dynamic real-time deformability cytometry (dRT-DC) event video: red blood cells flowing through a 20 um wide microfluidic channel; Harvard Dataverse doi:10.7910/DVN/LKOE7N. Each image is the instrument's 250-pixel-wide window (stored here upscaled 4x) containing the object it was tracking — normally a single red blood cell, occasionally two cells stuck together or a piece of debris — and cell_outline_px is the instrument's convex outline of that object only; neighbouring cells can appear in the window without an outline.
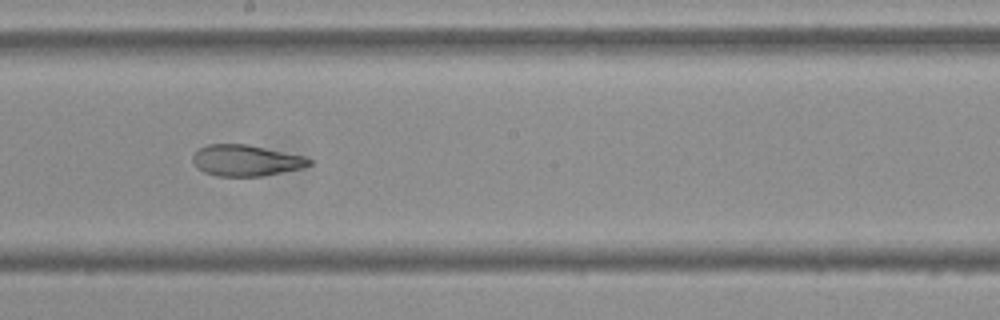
{"species": "Egyptian fruit bat (a non-hibernating species)", "species_latin": "Rousettus aegyptiacus", "temperature_condition": "cold", "stored_images_in_passage": 11, "camera_frame_rate_fps": 3000, "um_per_image_px": 0.085, "frame": {"image": 1, "passage_image": 9, "time_ms": 2.667, "image_size_px": [1000, 320], "cell_outline_px": [[312, 164], [300, 168], [260, 176], [216, 176], [204, 172], [196, 168], [192, 164], [192, 156], [200, 148], [208, 144], [248, 144], [304, 156], [312, 160]], "centroid_in_image_um": [20.86, 13.63], "position_along_channel_um": 227.3, "area_um2": 21.1}}